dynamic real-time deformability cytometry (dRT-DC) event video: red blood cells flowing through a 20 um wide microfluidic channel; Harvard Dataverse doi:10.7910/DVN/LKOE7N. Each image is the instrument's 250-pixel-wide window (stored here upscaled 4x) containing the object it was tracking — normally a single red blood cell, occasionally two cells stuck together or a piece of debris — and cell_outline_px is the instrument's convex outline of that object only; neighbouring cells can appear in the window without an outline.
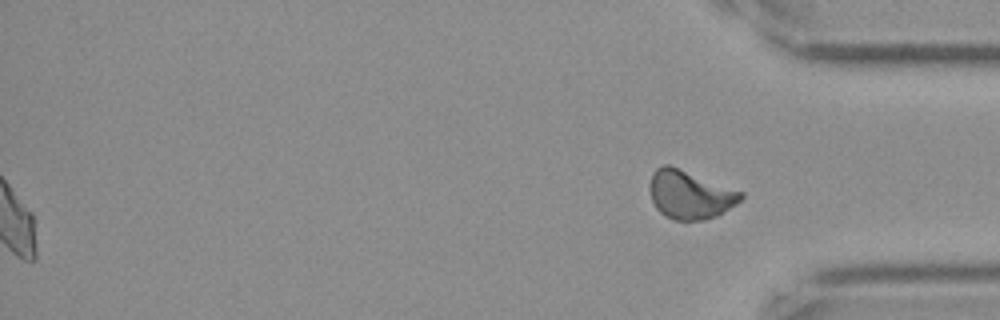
{"species": "Egyptian fruit bat (a non-hibernating species)", "species_latin": "Rousettus aegyptiacus", "temperature_condition": "cold", "stored_images_in_passage": 59, "segment_of_instrument_passage": [2, 2], "camera_frame_rate_fps": 3000, "um_per_image_px": 0.085, "frame": {"image": 1, "passage_image": 59, "time_ms": 19.333, "image_size_px": [1000, 320], "cell_outline_px": [[744, 196], [736, 204], [716, 216], [704, 220], [672, 220], [664, 216], [656, 208], [652, 200], [648, 188], [648, 184], [652, 172], [656, 168], [664, 164], [668, 164], [744, 192]], "centroid_in_image_um": [58.6, 16.54], "position_along_channel_um": 376.6, "area_um2": 25.89}}